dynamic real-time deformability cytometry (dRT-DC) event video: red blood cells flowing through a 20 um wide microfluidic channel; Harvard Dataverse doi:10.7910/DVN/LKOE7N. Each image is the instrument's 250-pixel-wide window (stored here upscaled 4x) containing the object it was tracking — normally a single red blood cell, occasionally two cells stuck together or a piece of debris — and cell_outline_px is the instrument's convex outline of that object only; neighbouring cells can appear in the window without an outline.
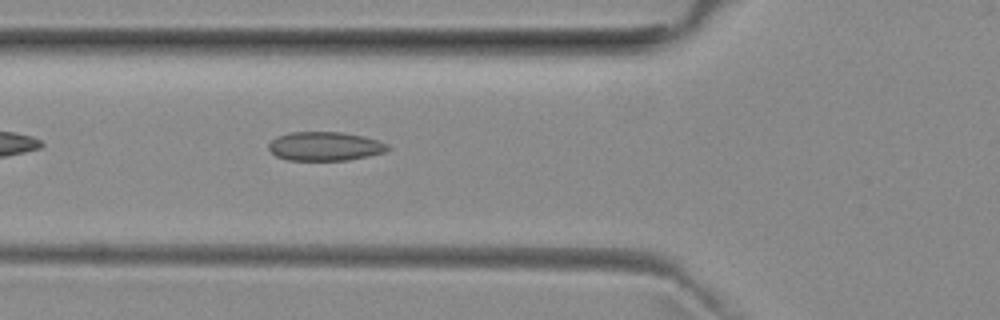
{"species": "common noctule bat (a hibernating species)", "species_latin": "Nyctalus noctula", "temperature_condition": "room temperature", "stored_images_in_passage": 36, "camera_frame_rate_fps": 3000, "um_per_image_px": 0.085, "animal": {"sex": "female", "body_mass_g": 29.2, "forearm_length_mm": 56.3}, "frame": {"image": 1, "passage_image": 5, "time_ms": 1.333, "image_size_px": [1000, 320], "cell_outline_px": [[388, 148], [384, 152], [368, 156], [348, 160], [288, 160], [276, 156], [268, 148], [268, 144], [276, 136], [288, 132], [344, 132], [364, 136], [380, 140], [388, 144]], "centroid_in_image_um": [27.61, 12.42], "position_along_channel_um": 98.2, "area_um2": 20.17}}
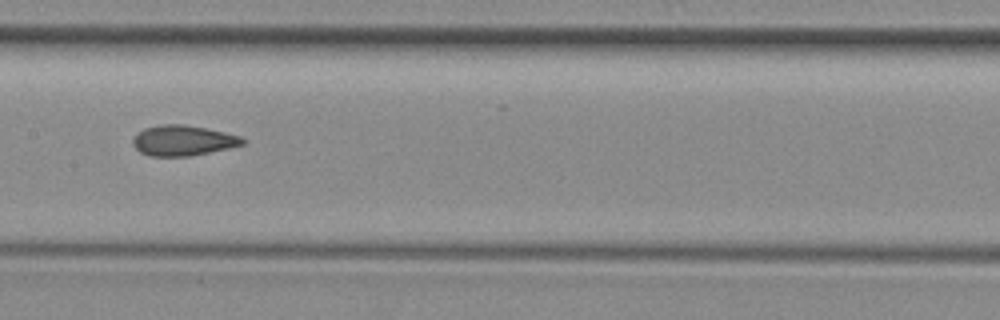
{"frame": {"image": 2, "passage_image": 12, "time_ms": 3.667, "image_size_px": [1000, 320], "cell_outline_px": [[244, 144], [228, 148], [188, 156], [148, 156], [140, 152], [132, 144], [132, 140], [144, 128], [160, 124], [184, 124], [224, 132], [240, 136], [244, 140]], "centroid_in_image_um": [15.52, 11.94], "position_along_channel_um": 191.9, "area_um2": 19.19}}
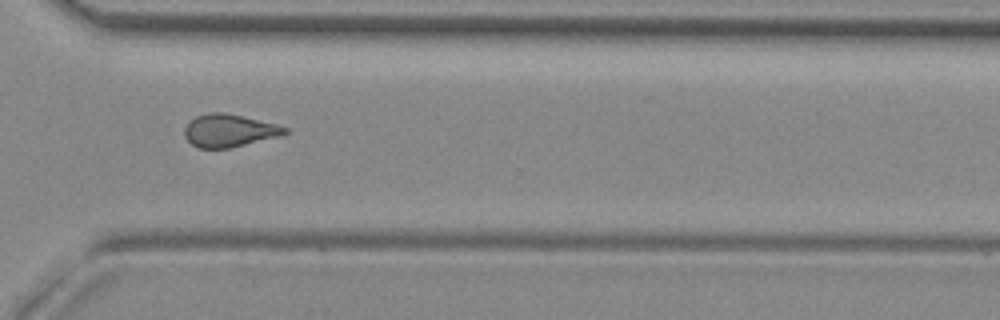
{"frame": {"image": 3, "passage_image": 24, "time_ms": 7.667, "image_size_px": [1000, 320], "cell_outline_px": [[288, 132], [280, 136], [232, 148], [200, 148], [192, 144], [184, 136], [184, 128], [196, 116], [208, 112], [220, 112], [244, 116], [276, 124], [288, 128]], "centroid_in_image_um": [19.49, 11.1], "position_along_channel_um": 351.1, "area_um2": 19.13}, "authors_computed_cell_mechanics": {"area_um2": 19.1896, "velocity_mm_per_s": 3.9887, "shape_relaxation_time_tau1_ms": null, "shape_relaxation_time_tau2_ms": 2.1702, "deformation_change_tau1": null, "deformation_change_tau2": 0.1049}}